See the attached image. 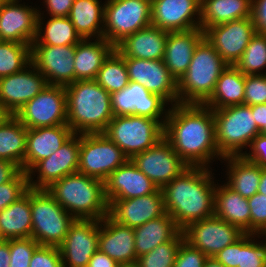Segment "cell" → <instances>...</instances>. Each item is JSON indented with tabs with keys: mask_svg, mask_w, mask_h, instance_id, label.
Wrapping results in <instances>:
<instances>
[{
	"mask_svg": "<svg viewBox=\"0 0 266 267\" xmlns=\"http://www.w3.org/2000/svg\"><path fill=\"white\" fill-rule=\"evenodd\" d=\"M167 101L160 95L151 93L144 86L129 81L126 88L111 94V107L114 116L137 115L160 121Z\"/></svg>",
	"mask_w": 266,
	"mask_h": 267,
	"instance_id": "d6986e66",
	"label": "cell"
},
{
	"mask_svg": "<svg viewBox=\"0 0 266 267\" xmlns=\"http://www.w3.org/2000/svg\"><path fill=\"white\" fill-rule=\"evenodd\" d=\"M27 128L13 115L0 127V159L17 164L24 171Z\"/></svg>",
	"mask_w": 266,
	"mask_h": 267,
	"instance_id": "8d00e7d4",
	"label": "cell"
},
{
	"mask_svg": "<svg viewBox=\"0 0 266 267\" xmlns=\"http://www.w3.org/2000/svg\"><path fill=\"white\" fill-rule=\"evenodd\" d=\"M244 104H266V73L245 76Z\"/></svg>",
	"mask_w": 266,
	"mask_h": 267,
	"instance_id": "7dc6e473",
	"label": "cell"
},
{
	"mask_svg": "<svg viewBox=\"0 0 266 267\" xmlns=\"http://www.w3.org/2000/svg\"><path fill=\"white\" fill-rule=\"evenodd\" d=\"M27 68L33 70L25 67L19 72L0 78V104L13 115L48 86L46 78L32 62Z\"/></svg>",
	"mask_w": 266,
	"mask_h": 267,
	"instance_id": "ffe728a7",
	"label": "cell"
},
{
	"mask_svg": "<svg viewBox=\"0 0 266 267\" xmlns=\"http://www.w3.org/2000/svg\"><path fill=\"white\" fill-rule=\"evenodd\" d=\"M129 158L103 133L80 134L78 172L105 181Z\"/></svg>",
	"mask_w": 266,
	"mask_h": 267,
	"instance_id": "30bf717a",
	"label": "cell"
},
{
	"mask_svg": "<svg viewBox=\"0 0 266 267\" xmlns=\"http://www.w3.org/2000/svg\"><path fill=\"white\" fill-rule=\"evenodd\" d=\"M18 3V0H10L0 6V41L32 45L40 12Z\"/></svg>",
	"mask_w": 266,
	"mask_h": 267,
	"instance_id": "603a6c76",
	"label": "cell"
},
{
	"mask_svg": "<svg viewBox=\"0 0 266 267\" xmlns=\"http://www.w3.org/2000/svg\"><path fill=\"white\" fill-rule=\"evenodd\" d=\"M40 16L41 13L38 15L37 32L32 45H76L82 40L68 17H51L46 23L45 30H42ZM41 31H45L44 35Z\"/></svg>",
	"mask_w": 266,
	"mask_h": 267,
	"instance_id": "74e56055",
	"label": "cell"
},
{
	"mask_svg": "<svg viewBox=\"0 0 266 267\" xmlns=\"http://www.w3.org/2000/svg\"><path fill=\"white\" fill-rule=\"evenodd\" d=\"M131 160L160 189L189 167L164 137Z\"/></svg>",
	"mask_w": 266,
	"mask_h": 267,
	"instance_id": "7c38bea8",
	"label": "cell"
},
{
	"mask_svg": "<svg viewBox=\"0 0 266 267\" xmlns=\"http://www.w3.org/2000/svg\"><path fill=\"white\" fill-rule=\"evenodd\" d=\"M103 38L116 47L127 36L151 25V0H107Z\"/></svg>",
	"mask_w": 266,
	"mask_h": 267,
	"instance_id": "9c48e42d",
	"label": "cell"
},
{
	"mask_svg": "<svg viewBox=\"0 0 266 267\" xmlns=\"http://www.w3.org/2000/svg\"><path fill=\"white\" fill-rule=\"evenodd\" d=\"M67 125L76 134L103 133L114 117L111 94L95 80L65 86Z\"/></svg>",
	"mask_w": 266,
	"mask_h": 267,
	"instance_id": "3957f363",
	"label": "cell"
},
{
	"mask_svg": "<svg viewBox=\"0 0 266 267\" xmlns=\"http://www.w3.org/2000/svg\"><path fill=\"white\" fill-rule=\"evenodd\" d=\"M22 169L15 163L0 159V184L14 179Z\"/></svg>",
	"mask_w": 266,
	"mask_h": 267,
	"instance_id": "11a10c76",
	"label": "cell"
},
{
	"mask_svg": "<svg viewBox=\"0 0 266 267\" xmlns=\"http://www.w3.org/2000/svg\"><path fill=\"white\" fill-rule=\"evenodd\" d=\"M39 246L32 237L21 239H10V262L9 267H29L31 257Z\"/></svg>",
	"mask_w": 266,
	"mask_h": 267,
	"instance_id": "f6af8a7d",
	"label": "cell"
},
{
	"mask_svg": "<svg viewBox=\"0 0 266 267\" xmlns=\"http://www.w3.org/2000/svg\"><path fill=\"white\" fill-rule=\"evenodd\" d=\"M224 267H238L239 239L213 256Z\"/></svg>",
	"mask_w": 266,
	"mask_h": 267,
	"instance_id": "f5cc1de1",
	"label": "cell"
},
{
	"mask_svg": "<svg viewBox=\"0 0 266 267\" xmlns=\"http://www.w3.org/2000/svg\"><path fill=\"white\" fill-rule=\"evenodd\" d=\"M115 49L105 38L95 42L82 39L75 45L74 70L75 81L95 80L104 60Z\"/></svg>",
	"mask_w": 266,
	"mask_h": 267,
	"instance_id": "f546056e",
	"label": "cell"
},
{
	"mask_svg": "<svg viewBox=\"0 0 266 267\" xmlns=\"http://www.w3.org/2000/svg\"><path fill=\"white\" fill-rule=\"evenodd\" d=\"M10 0H0V6L3 5L4 3L9 2Z\"/></svg>",
	"mask_w": 266,
	"mask_h": 267,
	"instance_id": "03108f58",
	"label": "cell"
},
{
	"mask_svg": "<svg viewBox=\"0 0 266 267\" xmlns=\"http://www.w3.org/2000/svg\"><path fill=\"white\" fill-rule=\"evenodd\" d=\"M118 267H137L136 264L119 265Z\"/></svg>",
	"mask_w": 266,
	"mask_h": 267,
	"instance_id": "be15d7a7",
	"label": "cell"
},
{
	"mask_svg": "<svg viewBox=\"0 0 266 267\" xmlns=\"http://www.w3.org/2000/svg\"><path fill=\"white\" fill-rule=\"evenodd\" d=\"M10 250L9 240L0 242V267H9Z\"/></svg>",
	"mask_w": 266,
	"mask_h": 267,
	"instance_id": "680465c9",
	"label": "cell"
},
{
	"mask_svg": "<svg viewBox=\"0 0 266 267\" xmlns=\"http://www.w3.org/2000/svg\"><path fill=\"white\" fill-rule=\"evenodd\" d=\"M251 153H242V156L261 168H266V135L258 134L250 144Z\"/></svg>",
	"mask_w": 266,
	"mask_h": 267,
	"instance_id": "f907efd6",
	"label": "cell"
},
{
	"mask_svg": "<svg viewBox=\"0 0 266 267\" xmlns=\"http://www.w3.org/2000/svg\"><path fill=\"white\" fill-rule=\"evenodd\" d=\"M262 234H263L262 236H266V230Z\"/></svg>",
	"mask_w": 266,
	"mask_h": 267,
	"instance_id": "003e7915",
	"label": "cell"
},
{
	"mask_svg": "<svg viewBox=\"0 0 266 267\" xmlns=\"http://www.w3.org/2000/svg\"><path fill=\"white\" fill-rule=\"evenodd\" d=\"M123 58L129 81L139 83L151 93L160 95L167 102L178 104V82L168 71L163 59Z\"/></svg>",
	"mask_w": 266,
	"mask_h": 267,
	"instance_id": "2e32d148",
	"label": "cell"
},
{
	"mask_svg": "<svg viewBox=\"0 0 266 267\" xmlns=\"http://www.w3.org/2000/svg\"><path fill=\"white\" fill-rule=\"evenodd\" d=\"M169 32L150 25L127 36L115 49L123 56L145 60H162Z\"/></svg>",
	"mask_w": 266,
	"mask_h": 267,
	"instance_id": "83f0119b",
	"label": "cell"
},
{
	"mask_svg": "<svg viewBox=\"0 0 266 267\" xmlns=\"http://www.w3.org/2000/svg\"><path fill=\"white\" fill-rule=\"evenodd\" d=\"M104 188L108 204L113 200L146 196L158 189L131 159L108 176Z\"/></svg>",
	"mask_w": 266,
	"mask_h": 267,
	"instance_id": "cb8c5ba5",
	"label": "cell"
},
{
	"mask_svg": "<svg viewBox=\"0 0 266 267\" xmlns=\"http://www.w3.org/2000/svg\"><path fill=\"white\" fill-rule=\"evenodd\" d=\"M251 18L256 33L266 34V0H252Z\"/></svg>",
	"mask_w": 266,
	"mask_h": 267,
	"instance_id": "816d5d0a",
	"label": "cell"
},
{
	"mask_svg": "<svg viewBox=\"0 0 266 267\" xmlns=\"http://www.w3.org/2000/svg\"><path fill=\"white\" fill-rule=\"evenodd\" d=\"M74 56L75 45H31V62L49 85L75 82Z\"/></svg>",
	"mask_w": 266,
	"mask_h": 267,
	"instance_id": "9a60e30c",
	"label": "cell"
},
{
	"mask_svg": "<svg viewBox=\"0 0 266 267\" xmlns=\"http://www.w3.org/2000/svg\"><path fill=\"white\" fill-rule=\"evenodd\" d=\"M210 173L207 167L189 166L161 189L165 211L181 230L214 216L216 184Z\"/></svg>",
	"mask_w": 266,
	"mask_h": 267,
	"instance_id": "7a4b0ae2",
	"label": "cell"
},
{
	"mask_svg": "<svg viewBox=\"0 0 266 267\" xmlns=\"http://www.w3.org/2000/svg\"><path fill=\"white\" fill-rule=\"evenodd\" d=\"M203 38L204 31L201 28L169 32L163 61L177 82L186 73L194 50Z\"/></svg>",
	"mask_w": 266,
	"mask_h": 267,
	"instance_id": "4316f807",
	"label": "cell"
},
{
	"mask_svg": "<svg viewBox=\"0 0 266 267\" xmlns=\"http://www.w3.org/2000/svg\"><path fill=\"white\" fill-rule=\"evenodd\" d=\"M99 226L98 249L119 265L135 264L138 258L133 228L116 223L108 215L99 220Z\"/></svg>",
	"mask_w": 266,
	"mask_h": 267,
	"instance_id": "d4e9b609",
	"label": "cell"
},
{
	"mask_svg": "<svg viewBox=\"0 0 266 267\" xmlns=\"http://www.w3.org/2000/svg\"><path fill=\"white\" fill-rule=\"evenodd\" d=\"M227 66L204 37L196 46L186 73L178 81V103L204 104Z\"/></svg>",
	"mask_w": 266,
	"mask_h": 267,
	"instance_id": "5b68a950",
	"label": "cell"
},
{
	"mask_svg": "<svg viewBox=\"0 0 266 267\" xmlns=\"http://www.w3.org/2000/svg\"><path fill=\"white\" fill-rule=\"evenodd\" d=\"M235 66L245 76L262 73L259 71L266 67V34L255 33Z\"/></svg>",
	"mask_w": 266,
	"mask_h": 267,
	"instance_id": "60d3db41",
	"label": "cell"
},
{
	"mask_svg": "<svg viewBox=\"0 0 266 267\" xmlns=\"http://www.w3.org/2000/svg\"><path fill=\"white\" fill-rule=\"evenodd\" d=\"M73 134L67 124L27 129L24 172L28 173L39 161L51 156Z\"/></svg>",
	"mask_w": 266,
	"mask_h": 267,
	"instance_id": "484cf974",
	"label": "cell"
},
{
	"mask_svg": "<svg viewBox=\"0 0 266 267\" xmlns=\"http://www.w3.org/2000/svg\"><path fill=\"white\" fill-rule=\"evenodd\" d=\"M172 105L166 113L164 138L185 163L206 167L215 156L223 160L216 144L212 109L204 104Z\"/></svg>",
	"mask_w": 266,
	"mask_h": 267,
	"instance_id": "6da1fadb",
	"label": "cell"
},
{
	"mask_svg": "<svg viewBox=\"0 0 266 267\" xmlns=\"http://www.w3.org/2000/svg\"><path fill=\"white\" fill-rule=\"evenodd\" d=\"M5 240V238L3 237V235H2V230H1V227H0V242H2V241H4Z\"/></svg>",
	"mask_w": 266,
	"mask_h": 267,
	"instance_id": "e7e4bbea",
	"label": "cell"
},
{
	"mask_svg": "<svg viewBox=\"0 0 266 267\" xmlns=\"http://www.w3.org/2000/svg\"><path fill=\"white\" fill-rule=\"evenodd\" d=\"M212 111L219 153L223 157L241 156L244 146H250L260 134L250 105H232Z\"/></svg>",
	"mask_w": 266,
	"mask_h": 267,
	"instance_id": "52a82bcc",
	"label": "cell"
},
{
	"mask_svg": "<svg viewBox=\"0 0 266 267\" xmlns=\"http://www.w3.org/2000/svg\"><path fill=\"white\" fill-rule=\"evenodd\" d=\"M252 0H201L200 28L251 17Z\"/></svg>",
	"mask_w": 266,
	"mask_h": 267,
	"instance_id": "1f68e13d",
	"label": "cell"
},
{
	"mask_svg": "<svg viewBox=\"0 0 266 267\" xmlns=\"http://www.w3.org/2000/svg\"><path fill=\"white\" fill-rule=\"evenodd\" d=\"M29 188V176L23 170L14 179L0 184V212L22 197Z\"/></svg>",
	"mask_w": 266,
	"mask_h": 267,
	"instance_id": "ee69618b",
	"label": "cell"
},
{
	"mask_svg": "<svg viewBox=\"0 0 266 267\" xmlns=\"http://www.w3.org/2000/svg\"><path fill=\"white\" fill-rule=\"evenodd\" d=\"M203 267H224L221 263H219L214 257H208L205 260Z\"/></svg>",
	"mask_w": 266,
	"mask_h": 267,
	"instance_id": "6125c7cd",
	"label": "cell"
},
{
	"mask_svg": "<svg viewBox=\"0 0 266 267\" xmlns=\"http://www.w3.org/2000/svg\"><path fill=\"white\" fill-rule=\"evenodd\" d=\"M184 240H170L155 247L136 260L137 267H174L180 244Z\"/></svg>",
	"mask_w": 266,
	"mask_h": 267,
	"instance_id": "b9f144b4",
	"label": "cell"
},
{
	"mask_svg": "<svg viewBox=\"0 0 266 267\" xmlns=\"http://www.w3.org/2000/svg\"><path fill=\"white\" fill-rule=\"evenodd\" d=\"M247 200L250 207V233L261 235L266 230V195L255 193Z\"/></svg>",
	"mask_w": 266,
	"mask_h": 267,
	"instance_id": "bcb514c9",
	"label": "cell"
},
{
	"mask_svg": "<svg viewBox=\"0 0 266 267\" xmlns=\"http://www.w3.org/2000/svg\"><path fill=\"white\" fill-rule=\"evenodd\" d=\"M255 235L244 233L239 238L238 267H266V243H255Z\"/></svg>",
	"mask_w": 266,
	"mask_h": 267,
	"instance_id": "7bdbcfd3",
	"label": "cell"
},
{
	"mask_svg": "<svg viewBox=\"0 0 266 267\" xmlns=\"http://www.w3.org/2000/svg\"><path fill=\"white\" fill-rule=\"evenodd\" d=\"M182 232L185 241L207 257H213L244 234L237 226L215 215L190 223Z\"/></svg>",
	"mask_w": 266,
	"mask_h": 267,
	"instance_id": "4fadbf2b",
	"label": "cell"
},
{
	"mask_svg": "<svg viewBox=\"0 0 266 267\" xmlns=\"http://www.w3.org/2000/svg\"><path fill=\"white\" fill-rule=\"evenodd\" d=\"M99 220L75 219L58 246L64 267H87L98 250ZM68 264V265H67Z\"/></svg>",
	"mask_w": 266,
	"mask_h": 267,
	"instance_id": "e0dca14e",
	"label": "cell"
},
{
	"mask_svg": "<svg viewBox=\"0 0 266 267\" xmlns=\"http://www.w3.org/2000/svg\"><path fill=\"white\" fill-rule=\"evenodd\" d=\"M12 116L13 114L7 108L0 104V127Z\"/></svg>",
	"mask_w": 266,
	"mask_h": 267,
	"instance_id": "91938a15",
	"label": "cell"
},
{
	"mask_svg": "<svg viewBox=\"0 0 266 267\" xmlns=\"http://www.w3.org/2000/svg\"><path fill=\"white\" fill-rule=\"evenodd\" d=\"M95 81L110 94L128 86L129 77L125 59L116 49L104 60Z\"/></svg>",
	"mask_w": 266,
	"mask_h": 267,
	"instance_id": "f35d334b",
	"label": "cell"
},
{
	"mask_svg": "<svg viewBox=\"0 0 266 267\" xmlns=\"http://www.w3.org/2000/svg\"><path fill=\"white\" fill-rule=\"evenodd\" d=\"M50 17H68L75 0H44Z\"/></svg>",
	"mask_w": 266,
	"mask_h": 267,
	"instance_id": "db71d44e",
	"label": "cell"
},
{
	"mask_svg": "<svg viewBox=\"0 0 266 267\" xmlns=\"http://www.w3.org/2000/svg\"><path fill=\"white\" fill-rule=\"evenodd\" d=\"M68 18L82 39L97 35V39L103 38L104 28L100 25L104 23V5L99 0H75Z\"/></svg>",
	"mask_w": 266,
	"mask_h": 267,
	"instance_id": "d590c367",
	"label": "cell"
},
{
	"mask_svg": "<svg viewBox=\"0 0 266 267\" xmlns=\"http://www.w3.org/2000/svg\"><path fill=\"white\" fill-rule=\"evenodd\" d=\"M119 264L99 249L91 257L87 267H118Z\"/></svg>",
	"mask_w": 266,
	"mask_h": 267,
	"instance_id": "6f0895ef",
	"label": "cell"
},
{
	"mask_svg": "<svg viewBox=\"0 0 266 267\" xmlns=\"http://www.w3.org/2000/svg\"><path fill=\"white\" fill-rule=\"evenodd\" d=\"M15 116L27 129L67 124L65 86L48 84Z\"/></svg>",
	"mask_w": 266,
	"mask_h": 267,
	"instance_id": "8fae6325",
	"label": "cell"
},
{
	"mask_svg": "<svg viewBox=\"0 0 266 267\" xmlns=\"http://www.w3.org/2000/svg\"><path fill=\"white\" fill-rule=\"evenodd\" d=\"M214 215L250 233V207L248 200L226 184L216 186L214 193Z\"/></svg>",
	"mask_w": 266,
	"mask_h": 267,
	"instance_id": "4dcf8cb0",
	"label": "cell"
},
{
	"mask_svg": "<svg viewBox=\"0 0 266 267\" xmlns=\"http://www.w3.org/2000/svg\"><path fill=\"white\" fill-rule=\"evenodd\" d=\"M79 149L80 134L74 133L56 152L48 158L39 161L27 173L29 176V187L32 189H47L64 176L78 172ZM36 170L39 172V175L38 180L35 182L31 174L36 172Z\"/></svg>",
	"mask_w": 266,
	"mask_h": 267,
	"instance_id": "ac0fdd59",
	"label": "cell"
},
{
	"mask_svg": "<svg viewBox=\"0 0 266 267\" xmlns=\"http://www.w3.org/2000/svg\"><path fill=\"white\" fill-rule=\"evenodd\" d=\"M29 267H64L59 248L39 245L31 257Z\"/></svg>",
	"mask_w": 266,
	"mask_h": 267,
	"instance_id": "c3c4849f",
	"label": "cell"
},
{
	"mask_svg": "<svg viewBox=\"0 0 266 267\" xmlns=\"http://www.w3.org/2000/svg\"><path fill=\"white\" fill-rule=\"evenodd\" d=\"M133 230L137 258L170 240H185L182 230L168 213L135 227Z\"/></svg>",
	"mask_w": 266,
	"mask_h": 267,
	"instance_id": "f1b7e54d",
	"label": "cell"
},
{
	"mask_svg": "<svg viewBox=\"0 0 266 267\" xmlns=\"http://www.w3.org/2000/svg\"><path fill=\"white\" fill-rule=\"evenodd\" d=\"M163 192L158 188L154 193L124 200H113L108 205V216L116 223L135 228L163 216Z\"/></svg>",
	"mask_w": 266,
	"mask_h": 267,
	"instance_id": "7402d4cb",
	"label": "cell"
},
{
	"mask_svg": "<svg viewBox=\"0 0 266 267\" xmlns=\"http://www.w3.org/2000/svg\"><path fill=\"white\" fill-rule=\"evenodd\" d=\"M31 237L39 245L58 247L75 218L46 189L30 188Z\"/></svg>",
	"mask_w": 266,
	"mask_h": 267,
	"instance_id": "8992f818",
	"label": "cell"
},
{
	"mask_svg": "<svg viewBox=\"0 0 266 267\" xmlns=\"http://www.w3.org/2000/svg\"><path fill=\"white\" fill-rule=\"evenodd\" d=\"M228 161L229 181L226 185L242 197L249 199L258 193V186L262 174V168L241 156H225Z\"/></svg>",
	"mask_w": 266,
	"mask_h": 267,
	"instance_id": "e575fe53",
	"label": "cell"
},
{
	"mask_svg": "<svg viewBox=\"0 0 266 267\" xmlns=\"http://www.w3.org/2000/svg\"><path fill=\"white\" fill-rule=\"evenodd\" d=\"M208 257L185 240L180 244L174 267H203Z\"/></svg>",
	"mask_w": 266,
	"mask_h": 267,
	"instance_id": "681fc988",
	"label": "cell"
},
{
	"mask_svg": "<svg viewBox=\"0 0 266 267\" xmlns=\"http://www.w3.org/2000/svg\"><path fill=\"white\" fill-rule=\"evenodd\" d=\"M245 75L236 67L228 65L216 82L210 98L204 103L212 110L244 104Z\"/></svg>",
	"mask_w": 266,
	"mask_h": 267,
	"instance_id": "d6a6232c",
	"label": "cell"
},
{
	"mask_svg": "<svg viewBox=\"0 0 266 267\" xmlns=\"http://www.w3.org/2000/svg\"><path fill=\"white\" fill-rule=\"evenodd\" d=\"M103 134L132 159L164 137V126L158 120L148 117L114 116Z\"/></svg>",
	"mask_w": 266,
	"mask_h": 267,
	"instance_id": "ba28073f",
	"label": "cell"
},
{
	"mask_svg": "<svg viewBox=\"0 0 266 267\" xmlns=\"http://www.w3.org/2000/svg\"><path fill=\"white\" fill-rule=\"evenodd\" d=\"M46 190L75 219L102 220L108 215L104 181L100 179L76 172Z\"/></svg>",
	"mask_w": 266,
	"mask_h": 267,
	"instance_id": "277c9868",
	"label": "cell"
},
{
	"mask_svg": "<svg viewBox=\"0 0 266 267\" xmlns=\"http://www.w3.org/2000/svg\"><path fill=\"white\" fill-rule=\"evenodd\" d=\"M0 227L5 240L31 237L30 188L0 212Z\"/></svg>",
	"mask_w": 266,
	"mask_h": 267,
	"instance_id": "836d02e7",
	"label": "cell"
},
{
	"mask_svg": "<svg viewBox=\"0 0 266 267\" xmlns=\"http://www.w3.org/2000/svg\"><path fill=\"white\" fill-rule=\"evenodd\" d=\"M251 17L219 24L204 31V37L228 64L235 66L255 35Z\"/></svg>",
	"mask_w": 266,
	"mask_h": 267,
	"instance_id": "5bb4252c",
	"label": "cell"
},
{
	"mask_svg": "<svg viewBox=\"0 0 266 267\" xmlns=\"http://www.w3.org/2000/svg\"><path fill=\"white\" fill-rule=\"evenodd\" d=\"M258 193L266 195V168H262V174L258 186Z\"/></svg>",
	"mask_w": 266,
	"mask_h": 267,
	"instance_id": "94428289",
	"label": "cell"
},
{
	"mask_svg": "<svg viewBox=\"0 0 266 267\" xmlns=\"http://www.w3.org/2000/svg\"><path fill=\"white\" fill-rule=\"evenodd\" d=\"M198 15L196 22L193 16ZM201 0H151V25L167 32L200 28Z\"/></svg>",
	"mask_w": 266,
	"mask_h": 267,
	"instance_id": "44dd1931",
	"label": "cell"
},
{
	"mask_svg": "<svg viewBox=\"0 0 266 267\" xmlns=\"http://www.w3.org/2000/svg\"><path fill=\"white\" fill-rule=\"evenodd\" d=\"M250 107L260 134L266 135V104H256Z\"/></svg>",
	"mask_w": 266,
	"mask_h": 267,
	"instance_id": "9f6ffc18",
	"label": "cell"
},
{
	"mask_svg": "<svg viewBox=\"0 0 266 267\" xmlns=\"http://www.w3.org/2000/svg\"><path fill=\"white\" fill-rule=\"evenodd\" d=\"M31 63V45L0 41V78L23 70Z\"/></svg>",
	"mask_w": 266,
	"mask_h": 267,
	"instance_id": "ab89813d",
	"label": "cell"
}]
</instances>
